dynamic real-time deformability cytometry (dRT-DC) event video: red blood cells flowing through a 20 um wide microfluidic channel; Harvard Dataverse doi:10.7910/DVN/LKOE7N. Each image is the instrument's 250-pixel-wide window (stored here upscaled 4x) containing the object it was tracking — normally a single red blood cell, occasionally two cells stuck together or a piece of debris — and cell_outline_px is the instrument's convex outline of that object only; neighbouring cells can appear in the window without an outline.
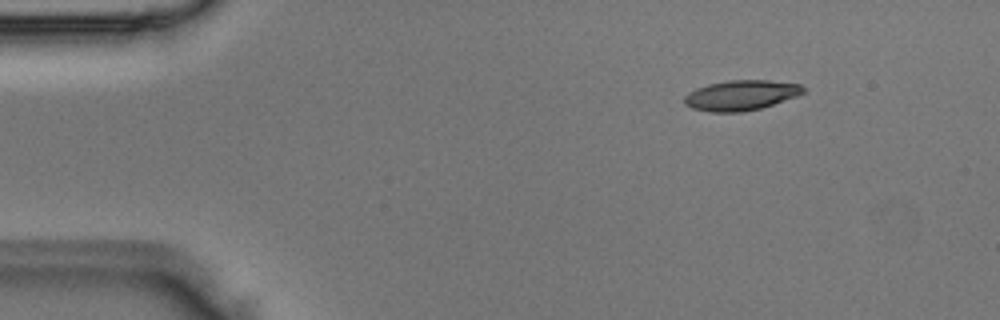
{"species": "Egyptian fruit bat (a non-hibernating species)", "species_latin": "Rousettus aegyptiacus", "temperature_condition": "room temperature", "stored_images_in_passage": 5, "segment_of_instrument_passage": [1, 2], "camera_frame_rate_fps": 3000, "um_per_image_px": 0.085, "animal": {"sex": "male"}, "frame": {"image": 1, "passage_image": 2, "time_ms": 0.333, "image_size_px": [1000, 320], "cell_outline_px": [[804, 92], [796, 96], [760, 108], [740, 112], [712, 112], [692, 108], [684, 104], [684, 96], [688, 92], [696, 88], [708, 84], [728, 80], [768, 80], [800, 84], [804, 88]], "centroid_in_image_um": [62.94, 8.09], "position_along_channel_um": 22.1, "area_um2": 20.75}}